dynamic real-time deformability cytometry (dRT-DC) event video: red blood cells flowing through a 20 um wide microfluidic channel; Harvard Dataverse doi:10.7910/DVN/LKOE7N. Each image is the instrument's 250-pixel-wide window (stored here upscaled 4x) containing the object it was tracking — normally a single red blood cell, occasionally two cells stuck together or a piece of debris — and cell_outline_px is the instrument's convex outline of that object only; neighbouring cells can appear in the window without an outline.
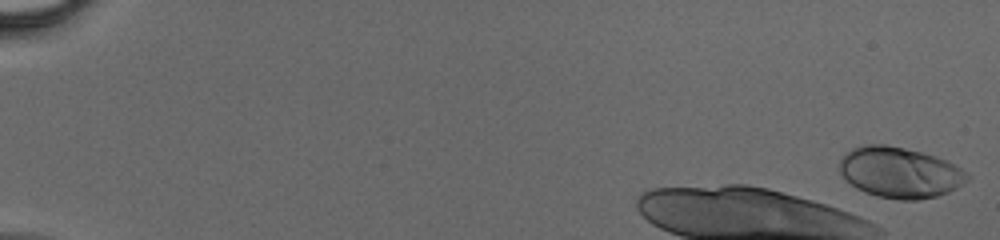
{"species": "human", "species_latin": "Homo sapiens", "temperature_condition": "cold", "stored_images_in_passage": 12, "camera_frame_rate_fps": 3000, "um_per_image_px": 0.085, "donor": {"sex": "male"}, "frame": {"image": 1, "passage_image": 1, "time_ms": 0.0, "image_size_px": [1000, 240], "cell_outline_px": [[972, 176], [968, 180], [956, 188], [948, 192], [936, 196], [916, 200], [900, 200], [876, 196], [864, 192], [856, 188], [840, 172], [840, 160], [844, 152], [852, 148], [864, 144], [884, 144], [904, 148], [936, 156], [968, 172]], "centroid_in_image_um": [76.48, 14.66], "position_along_channel_um": 8.5, "area_um2": 37.74}}